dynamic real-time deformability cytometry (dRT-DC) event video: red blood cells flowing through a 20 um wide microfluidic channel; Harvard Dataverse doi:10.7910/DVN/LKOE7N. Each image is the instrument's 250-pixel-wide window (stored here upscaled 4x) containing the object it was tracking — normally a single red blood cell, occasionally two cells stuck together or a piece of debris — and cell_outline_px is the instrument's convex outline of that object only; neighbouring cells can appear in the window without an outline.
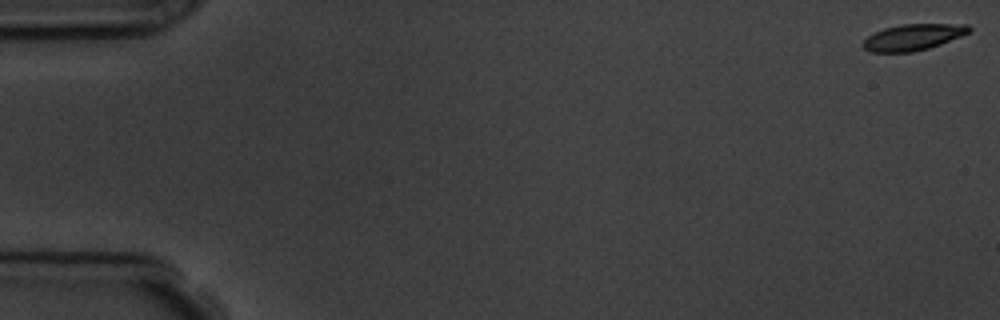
{"species": "common noctule bat (a hibernating species)", "species_latin": "Nyctalus noctula", "temperature_condition": "room temperature", "stored_images_in_passage": 6, "camera_frame_rate_fps": 3000, "um_per_image_px": 0.085, "animal": {"sex": "male", "body_mass_g": 19.5, "forearm_length_mm": 54.6}, "frame": {"image": 1, "passage_image": 1, "time_ms": 0.0, "image_size_px": [1000, 320], "cell_outline_px": [[972, 28], [968, 32], [960, 36], [940, 44], [928, 48], [912, 52], [872, 52], [864, 48], [864, 40], [868, 36], [884, 28], [904, 24], [968, 24]], "centroid_in_image_um": [77.62, 3.15], "position_along_channel_um": 7.4, "area_um2": 15.9}}
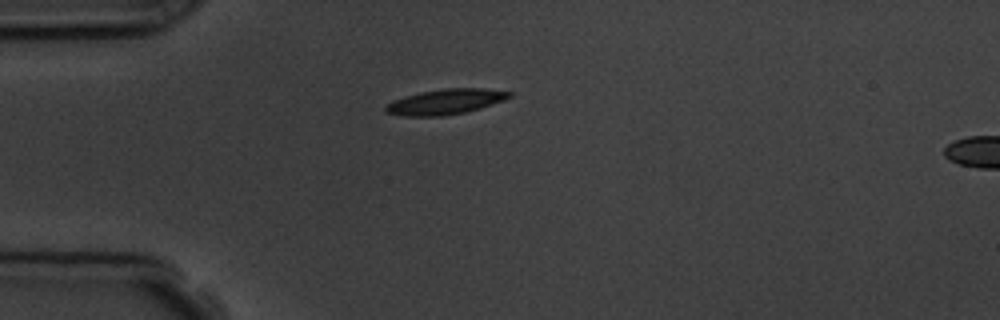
{"frame": {"image": 2, "passage_image": 5, "time_ms": 4.667, "image_size_px": [1000, 320], "cell_outline_px": [[512, 96], [504, 100], [480, 108], [464, 112], [444, 116], [404, 116], [384, 112], [384, 108], [388, 104], [404, 96], [420, 92], [444, 88], [484, 88], [512, 92]], "centroid_in_image_um": [37.87, 8.64], "position_along_channel_um": 47.1, "area_um2": 18.15}}